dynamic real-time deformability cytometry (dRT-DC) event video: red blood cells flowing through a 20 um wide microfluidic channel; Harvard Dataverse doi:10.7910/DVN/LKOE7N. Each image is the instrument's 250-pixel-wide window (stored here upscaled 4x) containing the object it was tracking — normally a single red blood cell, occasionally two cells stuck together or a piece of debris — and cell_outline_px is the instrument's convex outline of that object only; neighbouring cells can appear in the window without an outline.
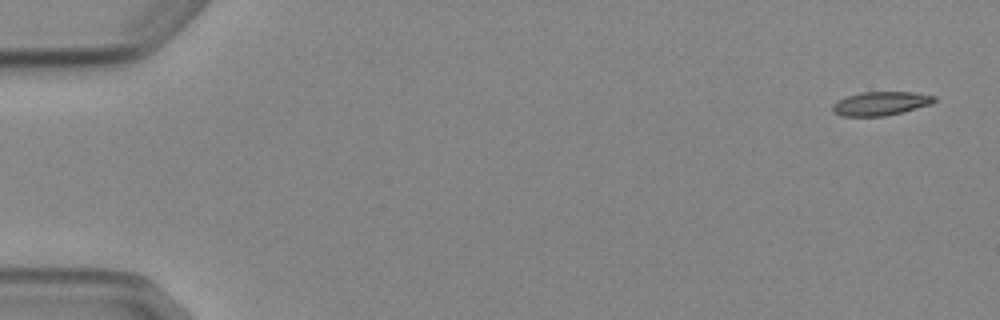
{"species": "Egyptian fruit bat (a non-hibernating species)", "species_latin": "Rousettus aegyptiacus", "temperature_condition": "cold", "stored_images_in_passage": 6, "camera_frame_rate_fps": 3000, "um_per_image_px": 0.085, "animal": {"sex": "female"}, "frame": {"image": 1, "passage_image": 1, "time_ms": 0.0, "image_size_px": [1000, 320], "cell_outline_px": [[936, 100], [932, 104], [904, 112], [884, 116], [840, 116], [832, 112], [832, 104], [848, 96], [860, 92], [912, 92], [936, 96]], "centroid_in_image_um": [74.87, 8.8], "position_along_channel_um": 10.1, "area_um2": 14.16}}
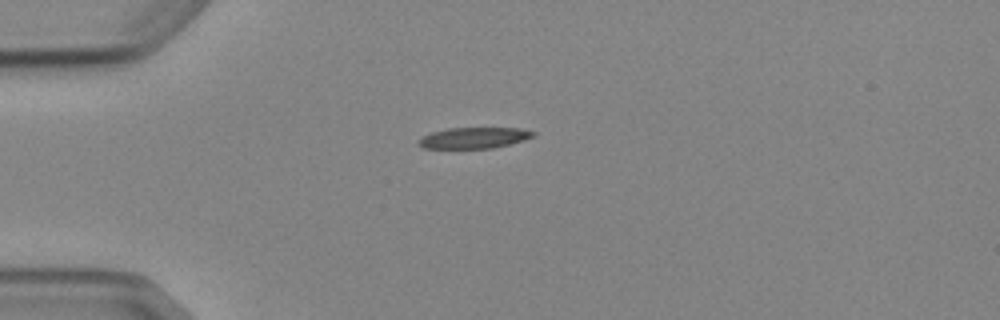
{"frame": {"image": 2, "passage_image": 4, "time_ms": 4.0, "image_size_px": [1000, 320], "cell_outline_px": [[536, 136], [524, 140], [492, 148], [424, 148], [416, 144], [416, 140], [432, 132], [448, 128], [520, 128], [536, 132]], "centroid_in_image_um": [40.28, 11.71], "position_along_channel_um": 44.7, "area_um2": 14.05}}
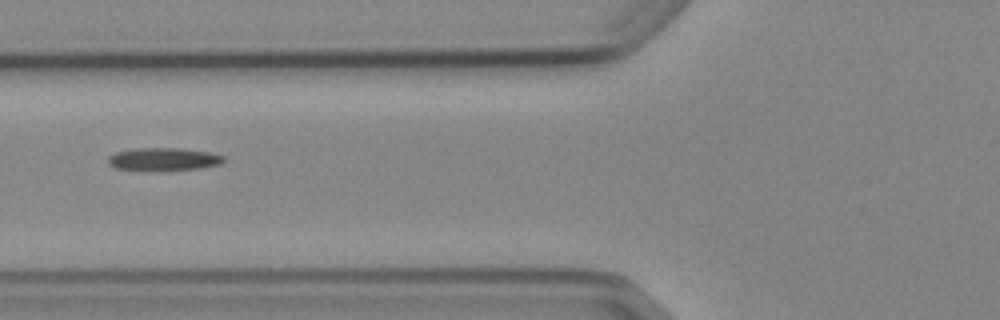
{"frame": {"image": 3, "passage_image": 6, "time_ms": 6.333, "image_size_px": [1000, 320], "cell_outline_px": [[224, 160], [220, 164], [200, 168], [156, 172], [116, 168], [108, 164], [108, 156], [116, 152], [136, 148], [180, 148], [208, 152], [224, 156]], "centroid_in_image_um": [13.87, 13.55], "position_along_channel_um": 111.9, "area_um2": 15.66}}